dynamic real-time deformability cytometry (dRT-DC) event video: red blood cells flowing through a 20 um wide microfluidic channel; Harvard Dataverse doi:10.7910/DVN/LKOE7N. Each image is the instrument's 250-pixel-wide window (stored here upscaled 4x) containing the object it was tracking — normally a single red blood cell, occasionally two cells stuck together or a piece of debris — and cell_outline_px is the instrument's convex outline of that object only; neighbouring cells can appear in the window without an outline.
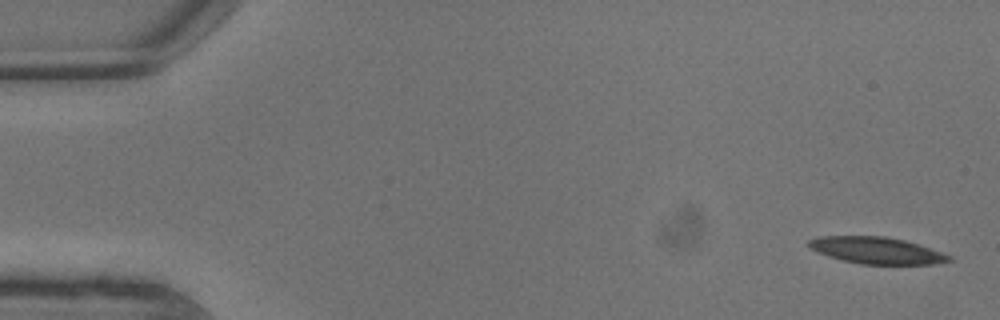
{"species": "common noctule bat (a hibernating species)", "species_latin": "Nyctalus noctula", "temperature_condition": "warm", "stored_images_in_passage": 7, "camera_frame_rate_fps": 3000, "um_per_image_px": 0.085, "animal": {"sex": "male", "body_mass_g": 13.3}, "frame": {"image": 1, "passage_image": 1, "time_ms": 0.0, "image_size_px": [1000, 320], "cell_outline_px": [[952, 260], [932, 264], [860, 264], [828, 256], [808, 248], [808, 240], [816, 236], [884, 236], [904, 240], [944, 252], [952, 256]], "centroid_in_image_um": [74.5, 21.28], "position_along_channel_um": 10.5, "area_um2": 21.85}}
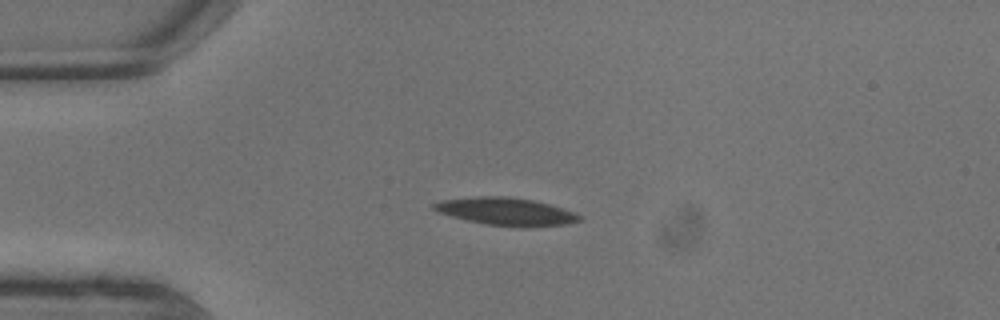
{"frame": {"image": 2, "passage_image": 5, "time_ms": 1.333, "image_size_px": [1000, 320], "cell_outline_px": [[580, 220], [568, 224], [524, 228], [484, 224], [436, 212], [432, 208], [432, 204], [440, 200], [476, 196], [508, 196], [532, 200], [548, 204], [572, 212], [580, 216]], "centroid_in_image_um": [42.96, 17.98], "position_along_channel_um": 42.0, "area_um2": 23.47}}